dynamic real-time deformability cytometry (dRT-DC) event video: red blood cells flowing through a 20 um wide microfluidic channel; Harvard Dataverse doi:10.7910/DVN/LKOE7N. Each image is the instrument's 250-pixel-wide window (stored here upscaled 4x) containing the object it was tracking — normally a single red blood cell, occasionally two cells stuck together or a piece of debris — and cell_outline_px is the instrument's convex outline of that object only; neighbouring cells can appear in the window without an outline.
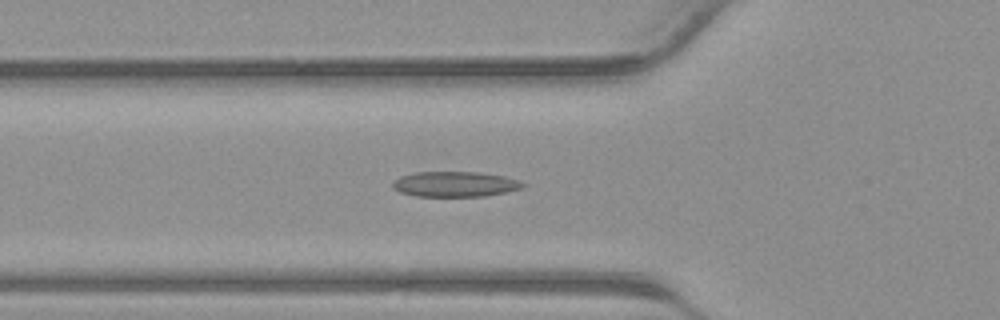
{"species": "common noctule bat (a hibernating species)", "species_latin": "Nyctalus noctula", "temperature_condition": "warm", "stored_images_in_passage": 30, "camera_frame_rate_fps": 3000, "um_per_image_px": 0.085, "animal": {"sex": "male", "body_mass_g": 23.1, "forearm_length_mm": 52.7}, "frame": {"image": 1, "passage_image": 3, "time_ms": 0.667, "image_size_px": [1000, 320], "cell_outline_px": [[528, 184], [524, 188], [484, 196], [416, 196], [400, 192], [392, 188], [392, 180], [400, 176], [416, 172], [476, 172], [504, 176]], "centroid_in_image_um": [38.65, 15.65], "position_along_channel_um": 87.2, "area_um2": 19.19}}
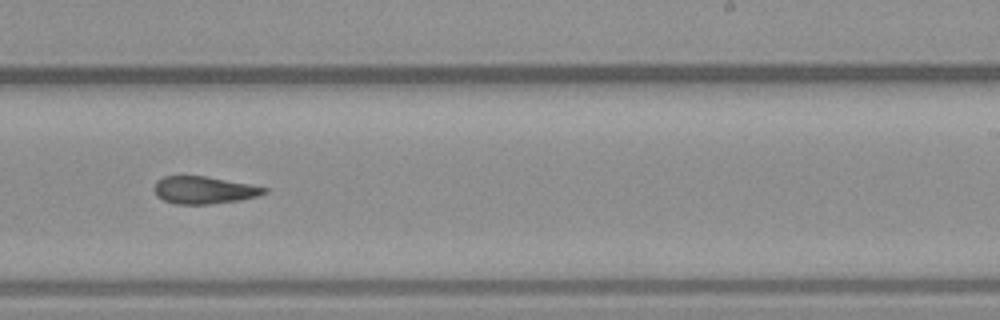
{"frame": {"image": 2, "passage_image": 14, "time_ms": 4.333, "image_size_px": [1000, 320], "cell_outline_px": [[268, 192], [256, 196], [236, 200], [212, 204], [176, 204], [164, 200], [156, 196], [152, 188], [156, 180], [164, 176], [204, 176], [248, 184], [268, 188]], "centroid_in_image_um": [17.26, 16.15], "position_along_channel_um": 271.7, "area_um2": 17.46}}
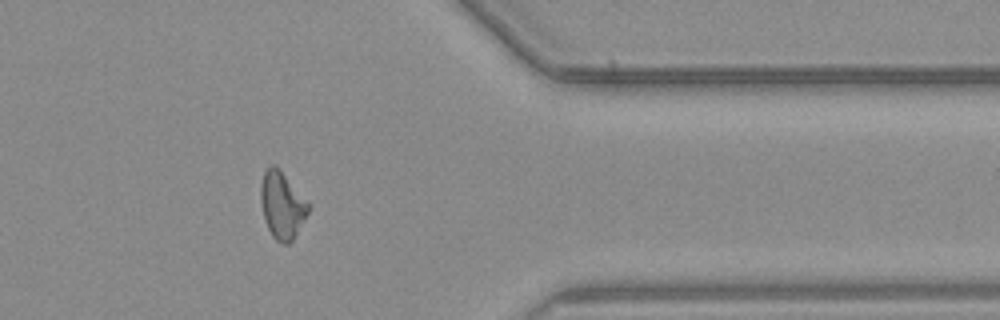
{"frame": {"image": 3, "passage_image": 22, "time_ms": 7.0, "image_size_px": [1000, 320], "cell_outline_px": [[312, 204], [304, 220], [292, 240], [288, 244], [284, 244], [276, 240], [272, 236], [268, 228], [264, 216], [260, 200], [260, 184], [264, 172], [272, 164], [276, 164], [280, 168]], "centroid_in_image_um": [24.0, 17.39], "position_along_channel_um": 387.4, "area_um2": 18.84}}